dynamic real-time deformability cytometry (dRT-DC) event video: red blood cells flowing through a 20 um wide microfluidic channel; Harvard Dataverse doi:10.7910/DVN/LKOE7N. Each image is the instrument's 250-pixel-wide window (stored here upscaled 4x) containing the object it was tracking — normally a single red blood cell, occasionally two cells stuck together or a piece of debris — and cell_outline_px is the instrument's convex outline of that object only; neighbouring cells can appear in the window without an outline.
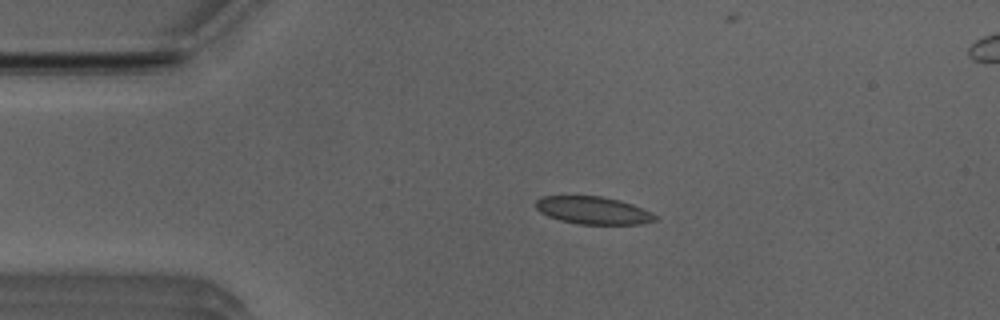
{"species": "Egyptian fruit bat (a non-hibernating species)", "species_latin": "Rousettus aegyptiacus", "temperature_condition": "room temperature", "stored_images_in_passage": 52, "segment_of_instrument_passage": [1, 2], "camera_frame_rate_fps": 3000, "um_per_image_px": 0.085, "animal": {"sex": "male"}, "frame": {"image": 1, "passage_image": 10, "time_ms": 3.0, "image_size_px": [1000, 320], "cell_outline_px": [[656, 220], [640, 224], [580, 224], [560, 220], [548, 216], [540, 212], [536, 208], [536, 200], [540, 196], [600, 196], [620, 200], [632, 204], [652, 212], [656, 216]], "centroid_in_image_um": [50.4, 17.88], "position_along_channel_um": 34.6, "area_um2": 19.13}}
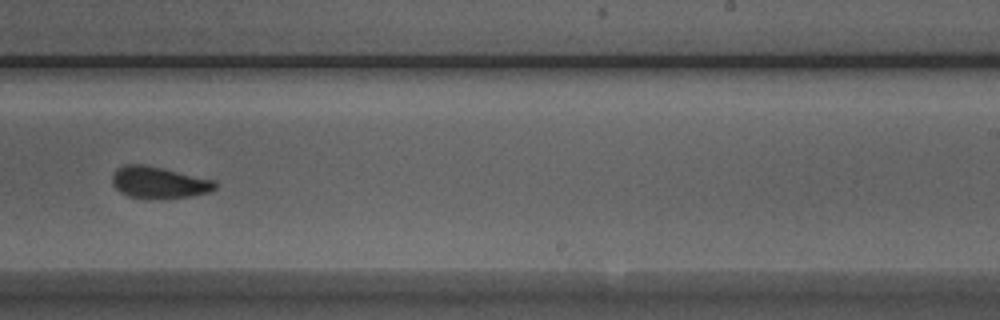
{"frame": {"image": 2, "passage_image": 31, "time_ms": 10.0, "image_size_px": [1000, 320], "cell_outline_px": [[216, 188], [208, 192], [192, 196], [128, 196], [120, 192], [112, 184], [112, 172], [116, 168], [124, 164], [144, 164], [164, 168], [216, 180]], "centroid_in_image_um": [13.48, 15.45], "position_along_channel_um": 275.5, "area_um2": 18.55}}
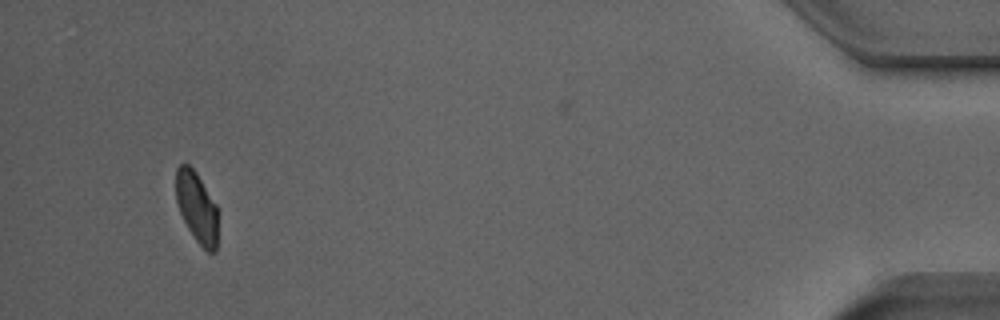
{"frame": {"image": 3, "passage_image": 48, "time_ms": 15.667, "image_size_px": [1000, 320], "cell_outline_px": [[216, 252], [208, 252], [196, 240], [188, 228], [180, 212], [176, 200], [176, 168], [184, 160], [196, 172], [216, 204]], "centroid_in_image_um": [16.7, 17.56], "position_along_channel_um": 418.5, "area_um2": 17.05}}